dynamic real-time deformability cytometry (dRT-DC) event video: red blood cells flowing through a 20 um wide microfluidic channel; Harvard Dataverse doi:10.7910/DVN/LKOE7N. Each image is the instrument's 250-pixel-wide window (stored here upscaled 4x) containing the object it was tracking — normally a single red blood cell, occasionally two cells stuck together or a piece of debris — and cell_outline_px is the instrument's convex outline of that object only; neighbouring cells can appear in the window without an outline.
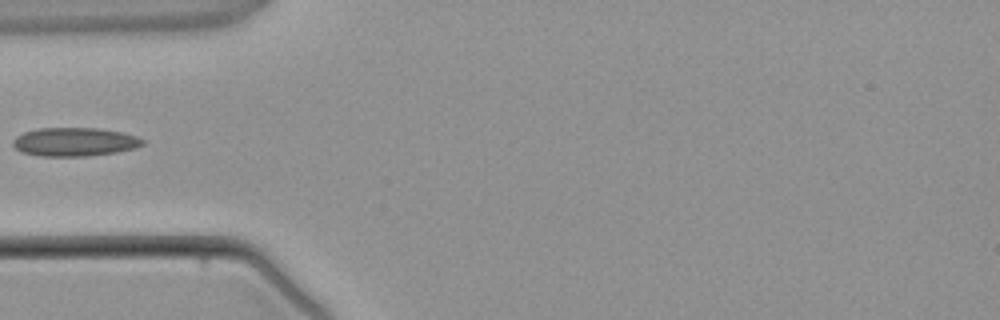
{"species": "common noctule bat (a hibernating species)", "species_latin": "Nyctalus noctula", "temperature_condition": "warm", "stored_images_in_passage": 2, "camera_frame_rate_fps": 3000, "um_per_image_px": 0.085, "animal": {"sex": "male", "body_mass_g": 21.5, "forearm_length_mm": 52.0}, "frame": {"image": 1, "passage_image": 2, "time_ms": 1.0, "image_size_px": [1000, 320], "cell_outline_px": [[144, 144], [136, 148], [116, 152], [84, 156], [40, 156], [20, 152], [12, 144], [12, 140], [16, 136], [24, 132], [40, 128], [100, 128], [120, 132], [136, 136], [144, 140]], "centroid_in_image_um": [6.32, 12.06], "position_along_channel_um": 78.7, "area_um2": 21.62}}